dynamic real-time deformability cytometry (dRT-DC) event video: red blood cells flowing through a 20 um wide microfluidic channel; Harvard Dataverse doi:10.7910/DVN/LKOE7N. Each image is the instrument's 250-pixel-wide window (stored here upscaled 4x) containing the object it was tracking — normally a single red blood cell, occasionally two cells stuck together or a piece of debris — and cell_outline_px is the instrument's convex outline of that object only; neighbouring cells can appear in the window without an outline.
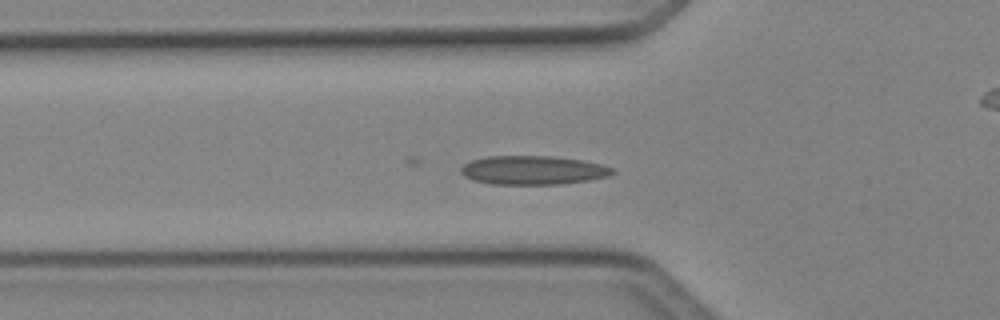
{"species": "Egyptian fruit bat (a non-hibernating species)", "species_latin": "Rousettus aegyptiacus", "temperature_condition": "cold", "stored_images_in_passage": 50, "camera_frame_rate_fps": 3000, "um_per_image_px": 0.085, "animal": {"sex": "female"}, "frame": {"image": 1, "passage_image": 17, "time_ms": 5.333, "image_size_px": [1000, 320], "cell_outline_px": [[616, 172], [608, 176], [588, 180], [560, 184], [492, 184], [472, 180], [464, 176], [460, 172], [460, 168], [464, 164], [472, 160], [488, 156], [552, 156], [580, 160], [604, 164], [612, 168]], "centroid_in_image_um": [45.29, 14.46], "position_along_channel_um": 80.5, "area_um2": 25.49}}
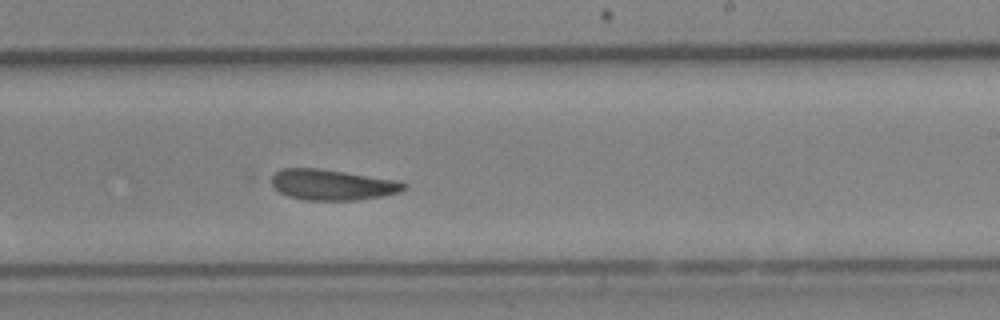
{"frame": {"image": 2, "passage_image": 30, "time_ms": 9.667, "image_size_px": [1000, 320], "cell_outline_px": [[408, 184], [400, 192], [384, 196], [356, 200], [304, 200], [288, 196], [280, 192], [264, 180], [280, 168], [316, 168], [400, 180]], "centroid_in_image_um": [28.18, 15.7], "position_along_channel_um": 260.8, "area_um2": 24.16}}
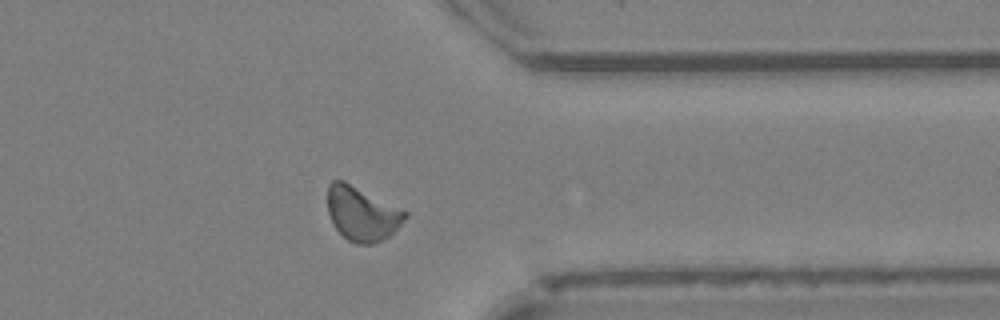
{"frame": {"image": 3, "passage_image": 39, "time_ms": 12.667, "image_size_px": [1000, 320], "cell_outline_px": [[408, 216], [388, 236], [372, 244], [356, 244], [348, 240], [332, 224], [328, 212], [328, 184], [332, 180], [344, 180], [408, 212]], "centroid_in_image_um": [30.74, 18.15], "position_along_channel_um": 380.7, "area_um2": 24.22}}